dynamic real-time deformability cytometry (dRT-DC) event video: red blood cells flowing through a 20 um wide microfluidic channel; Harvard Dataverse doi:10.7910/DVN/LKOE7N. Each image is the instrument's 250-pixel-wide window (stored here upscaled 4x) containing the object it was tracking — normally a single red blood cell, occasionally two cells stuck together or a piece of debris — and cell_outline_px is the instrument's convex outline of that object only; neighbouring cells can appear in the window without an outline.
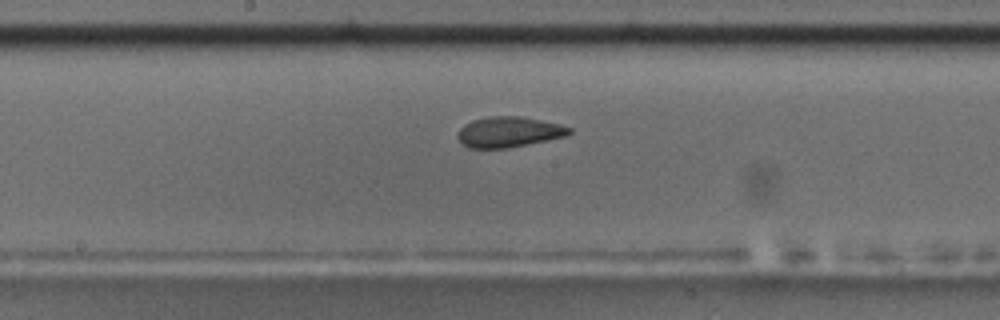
{"species": "common noctule bat (a hibernating species)", "species_latin": "Nyctalus noctula", "temperature_condition": "room temperature", "stored_images_in_passage": 36, "camera_frame_rate_fps": 3000, "um_per_image_px": 0.085, "animal": {"sex": "male", "body_mass_g": 17.5, "forearm_length_mm": 52.3}, "frame": {"image": 1, "passage_image": 16, "time_ms": 5.0, "image_size_px": [1000, 320], "cell_outline_px": [[572, 132], [568, 136], [508, 148], [468, 148], [456, 136], [460, 128], [464, 124], [472, 120], [488, 116], [520, 116], [560, 124], [572, 128]], "centroid_in_image_um": [43.26, 11.21], "position_along_channel_um": 204.9, "area_um2": 19.94}, "authors_computed_cell_mechanics": {"area_um2": 19.9988, "velocity_mm_per_s": 3.674, "shape_relaxation_time_tau1_ms": 5.5374, "shape_relaxation_time_tau2_ms": 1.5476, "deformation_change_tau1": 0.1716, "deformation_change_tau2": 0.0811}}